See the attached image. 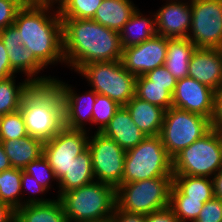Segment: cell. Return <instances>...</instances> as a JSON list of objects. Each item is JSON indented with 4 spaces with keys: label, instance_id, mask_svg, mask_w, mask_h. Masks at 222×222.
Masks as SVG:
<instances>
[{
    "label": "cell",
    "instance_id": "1",
    "mask_svg": "<svg viewBox=\"0 0 222 222\" xmlns=\"http://www.w3.org/2000/svg\"><path fill=\"white\" fill-rule=\"evenodd\" d=\"M65 64L78 72L92 62L119 61V32L92 19H62Z\"/></svg>",
    "mask_w": 222,
    "mask_h": 222
},
{
    "label": "cell",
    "instance_id": "2",
    "mask_svg": "<svg viewBox=\"0 0 222 222\" xmlns=\"http://www.w3.org/2000/svg\"><path fill=\"white\" fill-rule=\"evenodd\" d=\"M52 9L54 7L38 1H26L18 10L13 23L22 37L23 45L46 68L58 62L65 64L63 23L58 8Z\"/></svg>",
    "mask_w": 222,
    "mask_h": 222
},
{
    "label": "cell",
    "instance_id": "3",
    "mask_svg": "<svg viewBox=\"0 0 222 222\" xmlns=\"http://www.w3.org/2000/svg\"><path fill=\"white\" fill-rule=\"evenodd\" d=\"M19 110L28 135L43 142L64 127L63 100L54 83L33 85L23 96Z\"/></svg>",
    "mask_w": 222,
    "mask_h": 222
},
{
    "label": "cell",
    "instance_id": "4",
    "mask_svg": "<svg viewBox=\"0 0 222 222\" xmlns=\"http://www.w3.org/2000/svg\"><path fill=\"white\" fill-rule=\"evenodd\" d=\"M69 222H100L112 217L116 189L99 181L75 188L59 197Z\"/></svg>",
    "mask_w": 222,
    "mask_h": 222
},
{
    "label": "cell",
    "instance_id": "5",
    "mask_svg": "<svg viewBox=\"0 0 222 222\" xmlns=\"http://www.w3.org/2000/svg\"><path fill=\"white\" fill-rule=\"evenodd\" d=\"M156 177H173V158L160 136H147L136 147L126 151L122 183Z\"/></svg>",
    "mask_w": 222,
    "mask_h": 222
},
{
    "label": "cell",
    "instance_id": "6",
    "mask_svg": "<svg viewBox=\"0 0 222 222\" xmlns=\"http://www.w3.org/2000/svg\"><path fill=\"white\" fill-rule=\"evenodd\" d=\"M222 168V132L211 129L173 157V174L212 178Z\"/></svg>",
    "mask_w": 222,
    "mask_h": 222
},
{
    "label": "cell",
    "instance_id": "7",
    "mask_svg": "<svg viewBox=\"0 0 222 222\" xmlns=\"http://www.w3.org/2000/svg\"><path fill=\"white\" fill-rule=\"evenodd\" d=\"M173 177H156L122 183L116 189V206L128 213L150 214L170 203Z\"/></svg>",
    "mask_w": 222,
    "mask_h": 222
},
{
    "label": "cell",
    "instance_id": "8",
    "mask_svg": "<svg viewBox=\"0 0 222 222\" xmlns=\"http://www.w3.org/2000/svg\"><path fill=\"white\" fill-rule=\"evenodd\" d=\"M96 93L105 95L125 106L135 96L136 76L119 61L92 62L78 72Z\"/></svg>",
    "mask_w": 222,
    "mask_h": 222
},
{
    "label": "cell",
    "instance_id": "9",
    "mask_svg": "<svg viewBox=\"0 0 222 222\" xmlns=\"http://www.w3.org/2000/svg\"><path fill=\"white\" fill-rule=\"evenodd\" d=\"M211 129L209 118L172 106L165 111L159 136L166 151L173 158Z\"/></svg>",
    "mask_w": 222,
    "mask_h": 222
},
{
    "label": "cell",
    "instance_id": "10",
    "mask_svg": "<svg viewBox=\"0 0 222 222\" xmlns=\"http://www.w3.org/2000/svg\"><path fill=\"white\" fill-rule=\"evenodd\" d=\"M95 181L103 182L117 189L122 184L126 151L102 132L89 136Z\"/></svg>",
    "mask_w": 222,
    "mask_h": 222
},
{
    "label": "cell",
    "instance_id": "11",
    "mask_svg": "<svg viewBox=\"0 0 222 222\" xmlns=\"http://www.w3.org/2000/svg\"><path fill=\"white\" fill-rule=\"evenodd\" d=\"M190 4L188 39L197 48L222 49V0H194Z\"/></svg>",
    "mask_w": 222,
    "mask_h": 222
},
{
    "label": "cell",
    "instance_id": "12",
    "mask_svg": "<svg viewBox=\"0 0 222 222\" xmlns=\"http://www.w3.org/2000/svg\"><path fill=\"white\" fill-rule=\"evenodd\" d=\"M89 131L63 127L52 139L43 144V155L59 180L69 165L88 146Z\"/></svg>",
    "mask_w": 222,
    "mask_h": 222
},
{
    "label": "cell",
    "instance_id": "13",
    "mask_svg": "<svg viewBox=\"0 0 222 222\" xmlns=\"http://www.w3.org/2000/svg\"><path fill=\"white\" fill-rule=\"evenodd\" d=\"M0 39L7 49L11 69L16 74L23 72L22 74H25L24 76H27L26 78L34 85L53 83L54 77L38 76L46 67L23 45L22 37L14 25L1 30Z\"/></svg>",
    "mask_w": 222,
    "mask_h": 222
},
{
    "label": "cell",
    "instance_id": "14",
    "mask_svg": "<svg viewBox=\"0 0 222 222\" xmlns=\"http://www.w3.org/2000/svg\"><path fill=\"white\" fill-rule=\"evenodd\" d=\"M168 38L156 34L139 45L122 49L124 68L136 77L164 65Z\"/></svg>",
    "mask_w": 222,
    "mask_h": 222
},
{
    "label": "cell",
    "instance_id": "15",
    "mask_svg": "<svg viewBox=\"0 0 222 222\" xmlns=\"http://www.w3.org/2000/svg\"><path fill=\"white\" fill-rule=\"evenodd\" d=\"M215 90L191 77L177 80L172 95V106L211 120L214 111Z\"/></svg>",
    "mask_w": 222,
    "mask_h": 222
},
{
    "label": "cell",
    "instance_id": "16",
    "mask_svg": "<svg viewBox=\"0 0 222 222\" xmlns=\"http://www.w3.org/2000/svg\"><path fill=\"white\" fill-rule=\"evenodd\" d=\"M53 83L59 89L63 100L64 126L71 129L89 131L85 125L87 124L86 122L92 124L93 108L97 93L90 89L80 96L66 82L54 78Z\"/></svg>",
    "mask_w": 222,
    "mask_h": 222
},
{
    "label": "cell",
    "instance_id": "17",
    "mask_svg": "<svg viewBox=\"0 0 222 222\" xmlns=\"http://www.w3.org/2000/svg\"><path fill=\"white\" fill-rule=\"evenodd\" d=\"M155 14L156 33L166 38H188L191 27V4L167 0Z\"/></svg>",
    "mask_w": 222,
    "mask_h": 222
},
{
    "label": "cell",
    "instance_id": "18",
    "mask_svg": "<svg viewBox=\"0 0 222 222\" xmlns=\"http://www.w3.org/2000/svg\"><path fill=\"white\" fill-rule=\"evenodd\" d=\"M188 76L215 91L222 88V49L196 48L193 52Z\"/></svg>",
    "mask_w": 222,
    "mask_h": 222
},
{
    "label": "cell",
    "instance_id": "19",
    "mask_svg": "<svg viewBox=\"0 0 222 222\" xmlns=\"http://www.w3.org/2000/svg\"><path fill=\"white\" fill-rule=\"evenodd\" d=\"M102 133L114 140L125 151L136 147L147 136L132 121L125 106H121Z\"/></svg>",
    "mask_w": 222,
    "mask_h": 222
},
{
    "label": "cell",
    "instance_id": "20",
    "mask_svg": "<svg viewBox=\"0 0 222 222\" xmlns=\"http://www.w3.org/2000/svg\"><path fill=\"white\" fill-rule=\"evenodd\" d=\"M125 107L129 111L132 121L146 136L159 135L166 110L136 96Z\"/></svg>",
    "mask_w": 222,
    "mask_h": 222
},
{
    "label": "cell",
    "instance_id": "21",
    "mask_svg": "<svg viewBox=\"0 0 222 222\" xmlns=\"http://www.w3.org/2000/svg\"><path fill=\"white\" fill-rule=\"evenodd\" d=\"M95 181L92 159L87 147L81 154L74 158L66 173L58 180V196L63 193L87 185Z\"/></svg>",
    "mask_w": 222,
    "mask_h": 222
},
{
    "label": "cell",
    "instance_id": "22",
    "mask_svg": "<svg viewBox=\"0 0 222 222\" xmlns=\"http://www.w3.org/2000/svg\"><path fill=\"white\" fill-rule=\"evenodd\" d=\"M152 14L151 17H148L143 15L138 8L136 9L128 22L119 31L122 49L139 45L157 34L155 14Z\"/></svg>",
    "mask_w": 222,
    "mask_h": 222
},
{
    "label": "cell",
    "instance_id": "23",
    "mask_svg": "<svg viewBox=\"0 0 222 222\" xmlns=\"http://www.w3.org/2000/svg\"><path fill=\"white\" fill-rule=\"evenodd\" d=\"M136 9L132 0H103L92 20L119 32Z\"/></svg>",
    "mask_w": 222,
    "mask_h": 222
},
{
    "label": "cell",
    "instance_id": "24",
    "mask_svg": "<svg viewBox=\"0 0 222 222\" xmlns=\"http://www.w3.org/2000/svg\"><path fill=\"white\" fill-rule=\"evenodd\" d=\"M196 48L188 38H168L164 66L176 80L188 77L190 59Z\"/></svg>",
    "mask_w": 222,
    "mask_h": 222
},
{
    "label": "cell",
    "instance_id": "25",
    "mask_svg": "<svg viewBox=\"0 0 222 222\" xmlns=\"http://www.w3.org/2000/svg\"><path fill=\"white\" fill-rule=\"evenodd\" d=\"M12 167L24 169L31 161L43 155L41 139L28 136L24 139H11L1 142Z\"/></svg>",
    "mask_w": 222,
    "mask_h": 222
},
{
    "label": "cell",
    "instance_id": "26",
    "mask_svg": "<svg viewBox=\"0 0 222 222\" xmlns=\"http://www.w3.org/2000/svg\"><path fill=\"white\" fill-rule=\"evenodd\" d=\"M15 222H69L59 198L48 203L23 205L15 211Z\"/></svg>",
    "mask_w": 222,
    "mask_h": 222
},
{
    "label": "cell",
    "instance_id": "27",
    "mask_svg": "<svg viewBox=\"0 0 222 222\" xmlns=\"http://www.w3.org/2000/svg\"><path fill=\"white\" fill-rule=\"evenodd\" d=\"M15 75L0 79V113L5 115L20 109L23 96L34 85L27 78L16 84Z\"/></svg>",
    "mask_w": 222,
    "mask_h": 222
},
{
    "label": "cell",
    "instance_id": "28",
    "mask_svg": "<svg viewBox=\"0 0 222 222\" xmlns=\"http://www.w3.org/2000/svg\"><path fill=\"white\" fill-rule=\"evenodd\" d=\"M173 184L188 199L207 202L214 197L213 181L209 177L173 174Z\"/></svg>",
    "mask_w": 222,
    "mask_h": 222
},
{
    "label": "cell",
    "instance_id": "29",
    "mask_svg": "<svg viewBox=\"0 0 222 222\" xmlns=\"http://www.w3.org/2000/svg\"><path fill=\"white\" fill-rule=\"evenodd\" d=\"M21 176L22 169L14 167L0 172V201L14 211L25 205V199L21 196Z\"/></svg>",
    "mask_w": 222,
    "mask_h": 222
},
{
    "label": "cell",
    "instance_id": "30",
    "mask_svg": "<svg viewBox=\"0 0 222 222\" xmlns=\"http://www.w3.org/2000/svg\"><path fill=\"white\" fill-rule=\"evenodd\" d=\"M135 96L164 110L172 107V94L168 91V85L152 84L144 75L136 77Z\"/></svg>",
    "mask_w": 222,
    "mask_h": 222
},
{
    "label": "cell",
    "instance_id": "31",
    "mask_svg": "<svg viewBox=\"0 0 222 222\" xmlns=\"http://www.w3.org/2000/svg\"><path fill=\"white\" fill-rule=\"evenodd\" d=\"M204 205L200 200L188 199L174 184L170 191L169 206L180 222H195Z\"/></svg>",
    "mask_w": 222,
    "mask_h": 222
},
{
    "label": "cell",
    "instance_id": "32",
    "mask_svg": "<svg viewBox=\"0 0 222 222\" xmlns=\"http://www.w3.org/2000/svg\"><path fill=\"white\" fill-rule=\"evenodd\" d=\"M103 0H65L59 7L61 19H92Z\"/></svg>",
    "mask_w": 222,
    "mask_h": 222
},
{
    "label": "cell",
    "instance_id": "33",
    "mask_svg": "<svg viewBox=\"0 0 222 222\" xmlns=\"http://www.w3.org/2000/svg\"><path fill=\"white\" fill-rule=\"evenodd\" d=\"M120 107L114 100L97 93L92 115V124L99 125L97 132L105 129Z\"/></svg>",
    "mask_w": 222,
    "mask_h": 222
},
{
    "label": "cell",
    "instance_id": "34",
    "mask_svg": "<svg viewBox=\"0 0 222 222\" xmlns=\"http://www.w3.org/2000/svg\"><path fill=\"white\" fill-rule=\"evenodd\" d=\"M28 136L20 110L3 115L0 129V142L11 139H24Z\"/></svg>",
    "mask_w": 222,
    "mask_h": 222
},
{
    "label": "cell",
    "instance_id": "35",
    "mask_svg": "<svg viewBox=\"0 0 222 222\" xmlns=\"http://www.w3.org/2000/svg\"><path fill=\"white\" fill-rule=\"evenodd\" d=\"M23 171L33 176L36 181L48 191L51 188L52 181L58 182L44 155H41L37 160L31 161Z\"/></svg>",
    "mask_w": 222,
    "mask_h": 222
},
{
    "label": "cell",
    "instance_id": "36",
    "mask_svg": "<svg viewBox=\"0 0 222 222\" xmlns=\"http://www.w3.org/2000/svg\"><path fill=\"white\" fill-rule=\"evenodd\" d=\"M21 189H22V195L26 196L28 193H24L25 191H29L31 194L29 195L30 197L26 198L25 205L27 204H36V203H48L51 202L53 199H45L41 197H35L36 193L40 195L43 193H47V189L44 188L42 185H40L36 179L27 174L22 170V176H21ZM25 189V190H24ZM25 194V195H24ZM34 195V196H33Z\"/></svg>",
    "mask_w": 222,
    "mask_h": 222
},
{
    "label": "cell",
    "instance_id": "37",
    "mask_svg": "<svg viewBox=\"0 0 222 222\" xmlns=\"http://www.w3.org/2000/svg\"><path fill=\"white\" fill-rule=\"evenodd\" d=\"M26 0H0V31L13 25L18 10Z\"/></svg>",
    "mask_w": 222,
    "mask_h": 222
},
{
    "label": "cell",
    "instance_id": "38",
    "mask_svg": "<svg viewBox=\"0 0 222 222\" xmlns=\"http://www.w3.org/2000/svg\"><path fill=\"white\" fill-rule=\"evenodd\" d=\"M195 222H222V200L213 197L205 202Z\"/></svg>",
    "mask_w": 222,
    "mask_h": 222
},
{
    "label": "cell",
    "instance_id": "39",
    "mask_svg": "<svg viewBox=\"0 0 222 222\" xmlns=\"http://www.w3.org/2000/svg\"><path fill=\"white\" fill-rule=\"evenodd\" d=\"M144 76L152 84L168 85V91L173 95L177 80L168 72L164 65L147 72Z\"/></svg>",
    "mask_w": 222,
    "mask_h": 222
},
{
    "label": "cell",
    "instance_id": "40",
    "mask_svg": "<svg viewBox=\"0 0 222 222\" xmlns=\"http://www.w3.org/2000/svg\"><path fill=\"white\" fill-rule=\"evenodd\" d=\"M145 222H180L170 206L156 210L146 215Z\"/></svg>",
    "mask_w": 222,
    "mask_h": 222
},
{
    "label": "cell",
    "instance_id": "41",
    "mask_svg": "<svg viewBox=\"0 0 222 222\" xmlns=\"http://www.w3.org/2000/svg\"><path fill=\"white\" fill-rule=\"evenodd\" d=\"M211 126L213 129L222 132V88L215 91L214 111L211 118Z\"/></svg>",
    "mask_w": 222,
    "mask_h": 222
},
{
    "label": "cell",
    "instance_id": "42",
    "mask_svg": "<svg viewBox=\"0 0 222 222\" xmlns=\"http://www.w3.org/2000/svg\"><path fill=\"white\" fill-rule=\"evenodd\" d=\"M111 218L113 222H145L146 215L124 212L115 206Z\"/></svg>",
    "mask_w": 222,
    "mask_h": 222
},
{
    "label": "cell",
    "instance_id": "43",
    "mask_svg": "<svg viewBox=\"0 0 222 222\" xmlns=\"http://www.w3.org/2000/svg\"><path fill=\"white\" fill-rule=\"evenodd\" d=\"M15 74L10 66L7 49L0 39V79H5Z\"/></svg>",
    "mask_w": 222,
    "mask_h": 222
},
{
    "label": "cell",
    "instance_id": "44",
    "mask_svg": "<svg viewBox=\"0 0 222 222\" xmlns=\"http://www.w3.org/2000/svg\"><path fill=\"white\" fill-rule=\"evenodd\" d=\"M0 222H15V211L0 201Z\"/></svg>",
    "mask_w": 222,
    "mask_h": 222
},
{
    "label": "cell",
    "instance_id": "45",
    "mask_svg": "<svg viewBox=\"0 0 222 222\" xmlns=\"http://www.w3.org/2000/svg\"><path fill=\"white\" fill-rule=\"evenodd\" d=\"M214 197L222 200V168L212 177Z\"/></svg>",
    "mask_w": 222,
    "mask_h": 222
},
{
    "label": "cell",
    "instance_id": "46",
    "mask_svg": "<svg viewBox=\"0 0 222 222\" xmlns=\"http://www.w3.org/2000/svg\"><path fill=\"white\" fill-rule=\"evenodd\" d=\"M11 167L12 166L10 164L9 158L5 153L2 143L0 142V172L5 171Z\"/></svg>",
    "mask_w": 222,
    "mask_h": 222
},
{
    "label": "cell",
    "instance_id": "47",
    "mask_svg": "<svg viewBox=\"0 0 222 222\" xmlns=\"http://www.w3.org/2000/svg\"><path fill=\"white\" fill-rule=\"evenodd\" d=\"M38 2L52 7L57 4L58 6L56 7L58 8L65 0H39Z\"/></svg>",
    "mask_w": 222,
    "mask_h": 222
},
{
    "label": "cell",
    "instance_id": "48",
    "mask_svg": "<svg viewBox=\"0 0 222 222\" xmlns=\"http://www.w3.org/2000/svg\"><path fill=\"white\" fill-rule=\"evenodd\" d=\"M100 222H113L112 218Z\"/></svg>",
    "mask_w": 222,
    "mask_h": 222
},
{
    "label": "cell",
    "instance_id": "49",
    "mask_svg": "<svg viewBox=\"0 0 222 222\" xmlns=\"http://www.w3.org/2000/svg\"><path fill=\"white\" fill-rule=\"evenodd\" d=\"M2 118H3V114L0 113V129H1Z\"/></svg>",
    "mask_w": 222,
    "mask_h": 222
},
{
    "label": "cell",
    "instance_id": "50",
    "mask_svg": "<svg viewBox=\"0 0 222 222\" xmlns=\"http://www.w3.org/2000/svg\"><path fill=\"white\" fill-rule=\"evenodd\" d=\"M171 1H178V0H171ZM179 1H181V0H179ZM183 1V0H182ZM194 0H189L188 2H193Z\"/></svg>",
    "mask_w": 222,
    "mask_h": 222
}]
</instances>
